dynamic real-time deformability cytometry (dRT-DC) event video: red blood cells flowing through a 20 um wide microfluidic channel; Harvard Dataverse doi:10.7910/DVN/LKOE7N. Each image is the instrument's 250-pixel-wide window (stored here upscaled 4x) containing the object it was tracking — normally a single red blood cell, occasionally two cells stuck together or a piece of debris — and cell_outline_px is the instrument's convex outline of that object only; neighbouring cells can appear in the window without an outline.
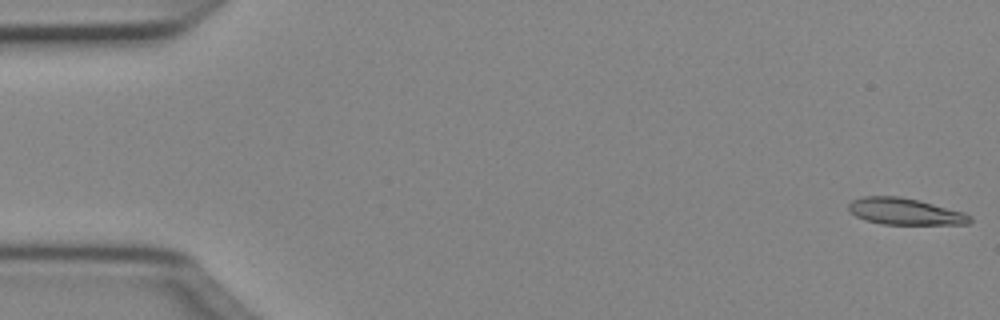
{"species": "Egyptian fruit bat (a non-hibernating species)", "species_latin": "Rousettus aegyptiacus", "temperature_condition": "cold", "stored_images_in_passage": 50, "camera_frame_rate_fps": 3000, "um_per_image_px": 0.085, "animal": {"sex": "female"}, "frame": {"image": 1, "passage_image": 1, "time_ms": 0.0, "image_size_px": [1000, 320], "cell_outline_px": [[972, 220], [968, 224], [884, 224], [868, 220], [856, 216], [848, 208], [848, 204], [852, 200], [860, 196], [900, 196], [920, 200], [964, 212], [972, 216]], "centroid_in_image_um": [76.94, 17.96], "position_along_channel_um": 8.1, "area_um2": 18.79}}
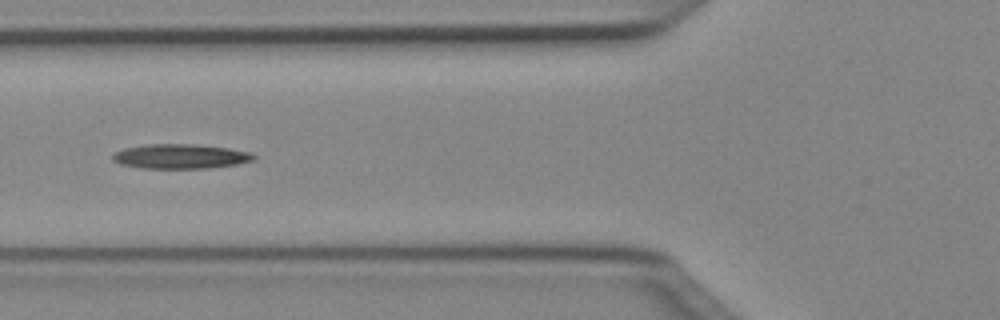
{"frame": {"image": 2, "passage_image": 19, "time_ms": 6.0, "image_size_px": [1000, 320], "cell_outline_px": [[256, 156], [252, 160], [236, 164], [212, 168], [140, 168], [120, 164], [112, 160], [112, 156], [116, 152], [124, 148], [148, 144], [192, 144], [228, 148], [252, 152]], "centroid_in_image_um": [15.33, 13.29], "position_along_channel_um": 110.5, "area_um2": 20.17}}
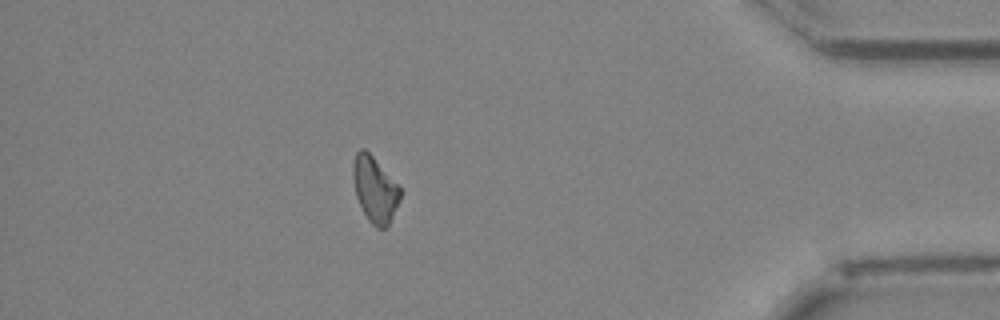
{"frame": {"image": 3, "passage_image": 44, "time_ms": 14.333, "image_size_px": [1000, 320], "cell_outline_px": [[400, 200], [388, 224], [384, 228], [376, 228], [368, 220], [356, 196], [352, 176], [352, 164], [356, 152], [360, 148], [364, 148], [400, 184]], "centroid_in_image_um": [31.86, 16.06], "position_along_channel_um": 403.3, "area_um2": 18.09}}